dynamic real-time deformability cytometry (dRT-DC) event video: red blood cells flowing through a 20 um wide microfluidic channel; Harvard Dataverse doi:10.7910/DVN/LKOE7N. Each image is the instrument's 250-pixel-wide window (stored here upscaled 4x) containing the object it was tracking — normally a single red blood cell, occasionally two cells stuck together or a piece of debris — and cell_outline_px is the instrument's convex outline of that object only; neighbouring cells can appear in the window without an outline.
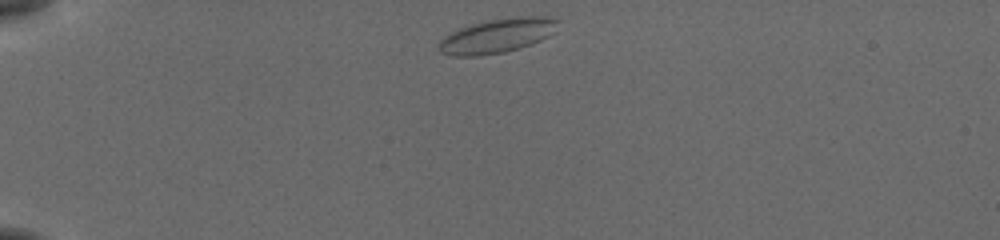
{"species": "common noctule bat (a hibernating species)", "species_latin": "Nyctalus noctula", "temperature_condition": "cold", "stored_images_in_passage": 42, "camera_frame_rate_fps": 3000, "um_per_image_px": 0.085, "animal": {"sex": "female", "body_mass_g": 19.5, "forearm_length_mm": 54.1}, "frame": {"image": 1, "passage_image": 1, "time_ms": 0.0, "image_size_px": [1000, 240], "cell_outline_px": [[560, 20], [556, 32], [532, 44], [520, 48], [504, 52], [480, 56], [456, 56], [440, 52], [436, 48], [440, 40], [444, 36], [460, 28], [472, 24], [488, 20], [516, 16], [544, 16]], "centroid_in_image_um": [42.29, 3.04], "position_along_channel_um": 42.7, "area_um2": 24.04}}
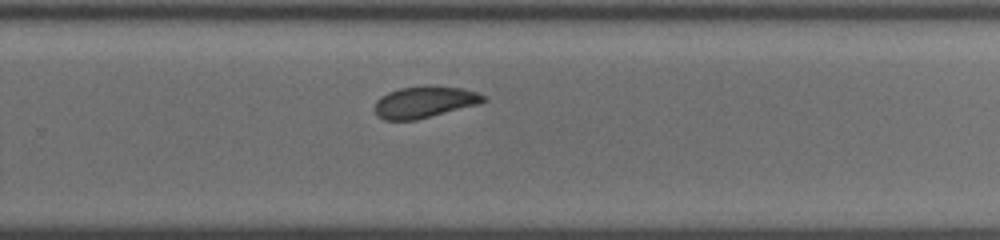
{"frame": {"image": 2, "passage_image": 25, "time_ms": 8.0, "image_size_px": [1000, 240], "cell_outline_px": [[488, 100], [480, 104], [416, 120], [384, 120], [376, 116], [376, 100], [380, 96], [388, 92], [400, 88], [460, 88], [476, 92], [488, 96]], "centroid_in_image_um": [36.1, 8.72], "position_along_channel_um": 293.7, "area_um2": 19.48}}
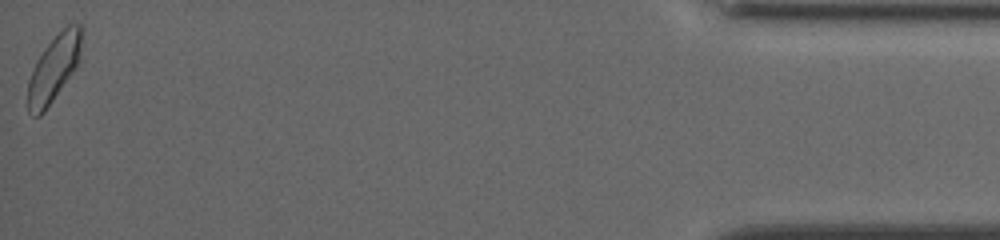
{"frame": {"image": 3, "passage_image": 42, "time_ms": 13.667, "image_size_px": [1000, 240], "cell_outline_px": [[84, 32], [80, 60], [72, 72], [44, 112], [40, 116], [36, 116], [28, 112], [28, 80], [36, 60], [44, 48], [68, 24], [80, 24], [84, 28]], "centroid_in_image_um": [4.61, 5.76], "position_along_channel_um": 430.6, "area_um2": 20.75}, "authors_computed_cell_mechanics": {"area_um2": 20.6346, "velocity_mm_per_s": 3.7813, "shape_relaxation_time_tau1_ms": null, "shape_relaxation_time_tau2_ms": 10.1619, "deformation_change_tau1": null, "deformation_change_tau2": 0.1078}}